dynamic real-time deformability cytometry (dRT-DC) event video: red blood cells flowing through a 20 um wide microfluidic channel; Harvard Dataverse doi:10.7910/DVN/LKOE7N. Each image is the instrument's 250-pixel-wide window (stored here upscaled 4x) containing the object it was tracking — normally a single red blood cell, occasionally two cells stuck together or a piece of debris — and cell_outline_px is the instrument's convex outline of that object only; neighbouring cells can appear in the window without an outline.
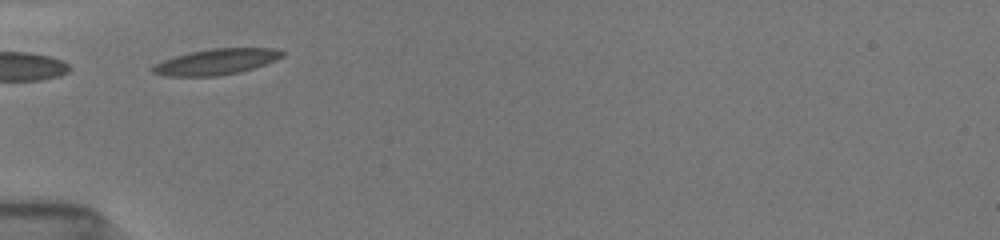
{"species": "common noctule bat (a hibernating species)", "species_latin": "Nyctalus noctula", "temperature_condition": "room temperature", "stored_images_in_passage": 36, "camera_frame_rate_fps": 3000, "um_per_image_px": 0.085, "animal": {"sex": "female", "body_mass_g": 19.5, "forearm_length_mm": 54.1}, "frame": {"image": 1, "passage_image": 1, "time_ms": 0.0, "image_size_px": [1000, 240], "cell_outline_px": [[284, 56], [276, 60], [240, 72], [216, 76], [168, 76], [152, 72], [148, 68], [152, 64], [188, 52], [212, 48], [276, 48], [284, 52]], "centroid_in_image_um": [18.35, 5.24], "position_along_channel_um": 66.7, "area_um2": 19.54}}
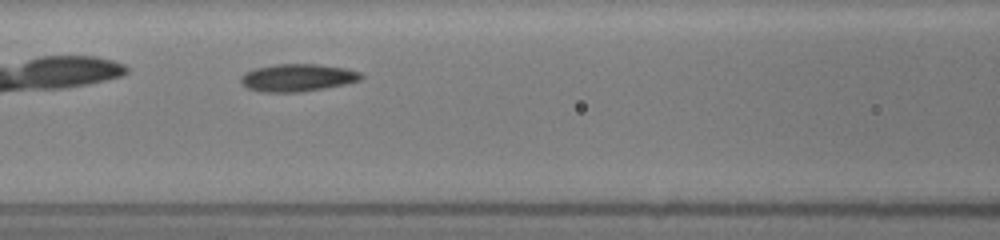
{"frame": {"image": 2, "passage_image": 7, "time_ms": 2.0, "image_size_px": [1000, 240], "cell_outline_px": [[364, 76], [360, 80], [344, 84], [324, 88], [300, 92], [260, 92], [248, 88], [240, 80], [240, 76], [244, 72], [256, 68], [276, 64], [316, 64], [344, 68], [360, 72]], "centroid_in_image_um": [25.27, 6.6], "position_along_channel_um": 141.3, "area_um2": 19.19}}
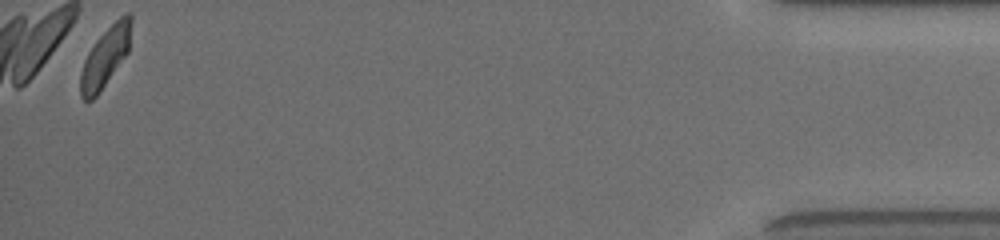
{"frame": {"image": 3, "passage_image": 35, "time_ms": 11.333, "image_size_px": [1000, 240], "cell_outline_px": [[132, 20], [128, 52], [96, 96], [92, 100], [84, 100], [80, 96], [80, 72], [84, 60], [88, 52], [96, 40], [124, 12], [128, 12], [132, 16]], "centroid_in_image_um": [8.94, 4.83], "position_along_channel_um": 426.3, "area_um2": 17.4}, "authors_computed_cell_mechanics": {"area_um2": 18.496, "velocity_mm_per_s": 3.8784, "shape_relaxation_time_tau1_ms": 2.041, "shape_relaxation_time_tau2_ms": 2.7227, "deformation_change_tau1": 0.1067, "deformation_change_tau2": 0.0647}}